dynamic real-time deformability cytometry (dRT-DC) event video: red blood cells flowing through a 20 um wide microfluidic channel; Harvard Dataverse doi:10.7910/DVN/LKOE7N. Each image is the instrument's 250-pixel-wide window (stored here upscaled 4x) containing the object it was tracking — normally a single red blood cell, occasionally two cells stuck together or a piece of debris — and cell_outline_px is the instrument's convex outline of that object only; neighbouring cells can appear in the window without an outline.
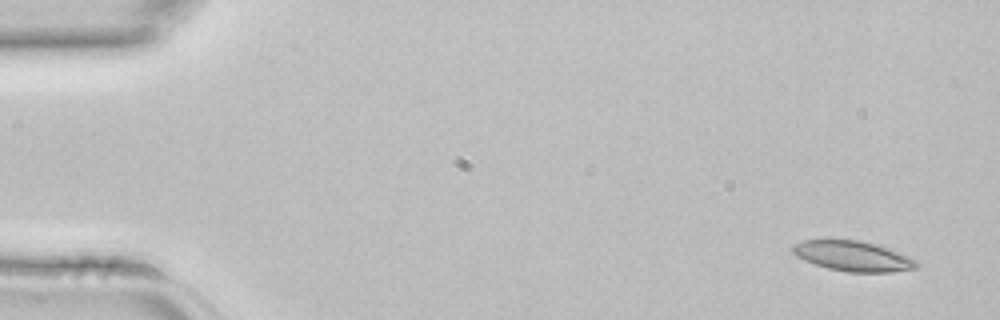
{"species": "common noctule bat (a hibernating species)", "species_latin": "Nyctalus noctula", "temperature_condition": "room temperature", "stored_images_in_passage": 3, "camera_frame_rate_fps": 3000, "um_per_image_px": 0.085, "animal": {"sex": "female", "body_mass_g": 22.7, "forearm_length_mm": 54.2}, "frame": {"image": 1, "passage_image": 1, "time_ms": 0.0, "image_size_px": [1000, 320], "cell_outline_px": [[920, 264], [916, 268], [888, 272], [848, 272], [828, 268], [804, 260], [796, 256], [792, 252], [792, 244], [804, 240], [860, 240], [876, 244], [888, 248], [908, 256], [916, 260]], "centroid_in_image_um": [72.49, 21.76], "position_along_channel_um": 12.5, "area_um2": 21.68}}